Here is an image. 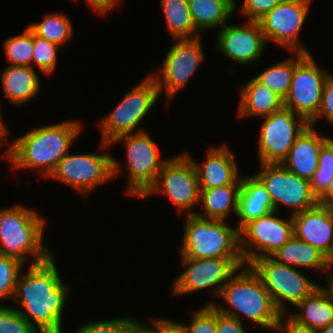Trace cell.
I'll list each match as a JSON object with an SVG mask.
<instances>
[{
    "mask_svg": "<svg viewBox=\"0 0 333 333\" xmlns=\"http://www.w3.org/2000/svg\"><path fill=\"white\" fill-rule=\"evenodd\" d=\"M238 116H270L283 107V99L255 77L241 88Z\"/></svg>",
    "mask_w": 333,
    "mask_h": 333,
    "instance_id": "cell-25",
    "label": "cell"
},
{
    "mask_svg": "<svg viewBox=\"0 0 333 333\" xmlns=\"http://www.w3.org/2000/svg\"><path fill=\"white\" fill-rule=\"evenodd\" d=\"M135 319L113 318L109 320H98L81 324L76 333H128L130 324Z\"/></svg>",
    "mask_w": 333,
    "mask_h": 333,
    "instance_id": "cell-37",
    "label": "cell"
},
{
    "mask_svg": "<svg viewBox=\"0 0 333 333\" xmlns=\"http://www.w3.org/2000/svg\"><path fill=\"white\" fill-rule=\"evenodd\" d=\"M249 266L260 277L281 314L288 313L285 302L296 306L320 286L297 268L279 263L271 256L256 259Z\"/></svg>",
    "mask_w": 333,
    "mask_h": 333,
    "instance_id": "cell-8",
    "label": "cell"
},
{
    "mask_svg": "<svg viewBox=\"0 0 333 333\" xmlns=\"http://www.w3.org/2000/svg\"><path fill=\"white\" fill-rule=\"evenodd\" d=\"M181 258L243 259L237 227L225 220L186 216Z\"/></svg>",
    "mask_w": 333,
    "mask_h": 333,
    "instance_id": "cell-5",
    "label": "cell"
},
{
    "mask_svg": "<svg viewBox=\"0 0 333 333\" xmlns=\"http://www.w3.org/2000/svg\"><path fill=\"white\" fill-rule=\"evenodd\" d=\"M318 333H333V322H331L327 327L320 329Z\"/></svg>",
    "mask_w": 333,
    "mask_h": 333,
    "instance_id": "cell-50",
    "label": "cell"
},
{
    "mask_svg": "<svg viewBox=\"0 0 333 333\" xmlns=\"http://www.w3.org/2000/svg\"><path fill=\"white\" fill-rule=\"evenodd\" d=\"M283 0H244L240 13L245 14L249 21L258 22Z\"/></svg>",
    "mask_w": 333,
    "mask_h": 333,
    "instance_id": "cell-38",
    "label": "cell"
},
{
    "mask_svg": "<svg viewBox=\"0 0 333 333\" xmlns=\"http://www.w3.org/2000/svg\"><path fill=\"white\" fill-rule=\"evenodd\" d=\"M295 307L300 312L289 315L297 323L319 331L333 322V298L325 287L319 286Z\"/></svg>",
    "mask_w": 333,
    "mask_h": 333,
    "instance_id": "cell-24",
    "label": "cell"
},
{
    "mask_svg": "<svg viewBox=\"0 0 333 333\" xmlns=\"http://www.w3.org/2000/svg\"><path fill=\"white\" fill-rule=\"evenodd\" d=\"M324 117L333 124V74L331 73L326 79L323 92H322V100L319 111L316 117L309 123L310 126H315L318 122V119Z\"/></svg>",
    "mask_w": 333,
    "mask_h": 333,
    "instance_id": "cell-39",
    "label": "cell"
},
{
    "mask_svg": "<svg viewBox=\"0 0 333 333\" xmlns=\"http://www.w3.org/2000/svg\"><path fill=\"white\" fill-rule=\"evenodd\" d=\"M122 141L126 145L129 177L125 193L141 198L155 183L167 159L161 160L158 146L143 129L116 137L110 146Z\"/></svg>",
    "mask_w": 333,
    "mask_h": 333,
    "instance_id": "cell-10",
    "label": "cell"
},
{
    "mask_svg": "<svg viewBox=\"0 0 333 333\" xmlns=\"http://www.w3.org/2000/svg\"><path fill=\"white\" fill-rule=\"evenodd\" d=\"M317 170L333 171V138H330L320 149Z\"/></svg>",
    "mask_w": 333,
    "mask_h": 333,
    "instance_id": "cell-44",
    "label": "cell"
},
{
    "mask_svg": "<svg viewBox=\"0 0 333 333\" xmlns=\"http://www.w3.org/2000/svg\"><path fill=\"white\" fill-rule=\"evenodd\" d=\"M120 167L109 153H67L49 177L64 182L84 196L122 172Z\"/></svg>",
    "mask_w": 333,
    "mask_h": 333,
    "instance_id": "cell-9",
    "label": "cell"
},
{
    "mask_svg": "<svg viewBox=\"0 0 333 333\" xmlns=\"http://www.w3.org/2000/svg\"><path fill=\"white\" fill-rule=\"evenodd\" d=\"M294 53H296L295 59L289 57L287 60L280 61L255 77L283 100L290 90L295 65L307 54L305 52Z\"/></svg>",
    "mask_w": 333,
    "mask_h": 333,
    "instance_id": "cell-30",
    "label": "cell"
},
{
    "mask_svg": "<svg viewBox=\"0 0 333 333\" xmlns=\"http://www.w3.org/2000/svg\"><path fill=\"white\" fill-rule=\"evenodd\" d=\"M241 185H224L211 189H200V206L205 219L227 220L231 211L237 214Z\"/></svg>",
    "mask_w": 333,
    "mask_h": 333,
    "instance_id": "cell-27",
    "label": "cell"
},
{
    "mask_svg": "<svg viewBox=\"0 0 333 333\" xmlns=\"http://www.w3.org/2000/svg\"><path fill=\"white\" fill-rule=\"evenodd\" d=\"M1 79L6 97L15 105L35 97L41 86L34 67L8 65L2 71Z\"/></svg>",
    "mask_w": 333,
    "mask_h": 333,
    "instance_id": "cell-26",
    "label": "cell"
},
{
    "mask_svg": "<svg viewBox=\"0 0 333 333\" xmlns=\"http://www.w3.org/2000/svg\"><path fill=\"white\" fill-rule=\"evenodd\" d=\"M54 256L44 263H31L29 271L19 274L13 302L15 308L39 333H62L63 308L70 286L63 284Z\"/></svg>",
    "mask_w": 333,
    "mask_h": 333,
    "instance_id": "cell-1",
    "label": "cell"
},
{
    "mask_svg": "<svg viewBox=\"0 0 333 333\" xmlns=\"http://www.w3.org/2000/svg\"><path fill=\"white\" fill-rule=\"evenodd\" d=\"M78 121H64L34 128L14 140L6 149V158L16 169L35 168L49 177L68 153L82 130Z\"/></svg>",
    "mask_w": 333,
    "mask_h": 333,
    "instance_id": "cell-2",
    "label": "cell"
},
{
    "mask_svg": "<svg viewBox=\"0 0 333 333\" xmlns=\"http://www.w3.org/2000/svg\"><path fill=\"white\" fill-rule=\"evenodd\" d=\"M72 23L66 14L48 13L39 23H33L28 28L35 34L50 42L62 46L71 39Z\"/></svg>",
    "mask_w": 333,
    "mask_h": 333,
    "instance_id": "cell-31",
    "label": "cell"
},
{
    "mask_svg": "<svg viewBox=\"0 0 333 333\" xmlns=\"http://www.w3.org/2000/svg\"><path fill=\"white\" fill-rule=\"evenodd\" d=\"M333 180V171L316 170L310 180L312 193L318 199L329 187Z\"/></svg>",
    "mask_w": 333,
    "mask_h": 333,
    "instance_id": "cell-40",
    "label": "cell"
},
{
    "mask_svg": "<svg viewBox=\"0 0 333 333\" xmlns=\"http://www.w3.org/2000/svg\"><path fill=\"white\" fill-rule=\"evenodd\" d=\"M192 21L199 32L223 27L235 12L229 0H187Z\"/></svg>",
    "mask_w": 333,
    "mask_h": 333,
    "instance_id": "cell-28",
    "label": "cell"
},
{
    "mask_svg": "<svg viewBox=\"0 0 333 333\" xmlns=\"http://www.w3.org/2000/svg\"><path fill=\"white\" fill-rule=\"evenodd\" d=\"M159 96V88L151 74L127 92L110 114L98 123L103 136L101 147L109 149L116 137L133 133Z\"/></svg>",
    "mask_w": 333,
    "mask_h": 333,
    "instance_id": "cell-6",
    "label": "cell"
},
{
    "mask_svg": "<svg viewBox=\"0 0 333 333\" xmlns=\"http://www.w3.org/2000/svg\"><path fill=\"white\" fill-rule=\"evenodd\" d=\"M218 297L231 306V309L214 302H209L208 305H213L219 313L240 321L242 320L239 315L242 314L260 328H267L270 332L281 316L260 277L249 265L239 268L229 278Z\"/></svg>",
    "mask_w": 333,
    "mask_h": 333,
    "instance_id": "cell-3",
    "label": "cell"
},
{
    "mask_svg": "<svg viewBox=\"0 0 333 333\" xmlns=\"http://www.w3.org/2000/svg\"><path fill=\"white\" fill-rule=\"evenodd\" d=\"M58 50H60V46L33 33L32 64H36L45 75L49 76L55 71Z\"/></svg>",
    "mask_w": 333,
    "mask_h": 333,
    "instance_id": "cell-33",
    "label": "cell"
},
{
    "mask_svg": "<svg viewBox=\"0 0 333 333\" xmlns=\"http://www.w3.org/2000/svg\"><path fill=\"white\" fill-rule=\"evenodd\" d=\"M161 7L172 39H193L200 36L192 21L187 0H161Z\"/></svg>",
    "mask_w": 333,
    "mask_h": 333,
    "instance_id": "cell-29",
    "label": "cell"
},
{
    "mask_svg": "<svg viewBox=\"0 0 333 333\" xmlns=\"http://www.w3.org/2000/svg\"><path fill=\"white\" fill-rule=\"evenodd\" d=\"M263 119L259 138L260 164H281L295 140L310 124L285 107Z\"/></svg>",
    "mask_w": 333,
    "mask_h": 333,
    "instance_id": "cell-11",
    "label": "cell"
},
{
    "mask_svg": "<svg viewBox=\"0 0 333 333\" xmlns=\"http://www.w3.org/2000/svg\"><path fill=\"white\" fill-rule=\"evenodd\" d=\"M229 1L235 5V11H236V1L235 0H229Z\"/></svg>",
    "mask_w": 333,
    "mask_h": 333,
    "instance_id": "cell-51",
    "label": "cell"
},
{
    "mask_svg": "<svg viewBox=\"0 0 333 333\" xmlns=\"http://www.w3.org/2000/svg\"><path fill=\"white\" fill-rule=\"evenodd\" d=\"M148 324H141L138 320H134L130 326L128 333H155L152 326H147Z\"/></svg>",
    "mask_w": 333,
    "mask_h": 333,
    "instance_id": "cell-47",
    "label": "cell"
},
{
    "mask_svg": "<svg viewBox=\"0 0 333 333\" xmlns=\"http://www.w3.org/2000/svg\"><path fill=\"white\" fill-rule=\"evenodd\" d=\"M153 193L170 198L179 214L185 210H188L187 215L196 214L190 209L200 203V188L197 171L188 152L167 158L155 183L141 199Z\"/></svg>",
    "mask_w": 333,
    "mask_h": 333,
    "instance_id": "cell-7",
    "label": "cell"
},
{
    "mask_svg": "<svg viewBox=\"0 0 333 333\" xmlns=\"http://www.w3.org/2000/svg\"><path fill=\"white\" fill-rule=\"evenodd\" d=\"M277 262L295 268H313L327 276L332 267L331 261L317 248L293 235L272 256ZM293 265V266H292Z\"/></svg>",
    "mask_w": 333,
    "mask_h": 333,
    "instance_id": "cell-23",
    "label": "cell"
},
{
    "mask_svg": "<svg viewBox=\"0 0 333 333\" xmlns=\"http://www.w3.org/2000/svg\"><path fill=\"white\" fill-rule=\"evenodd\" d=\"M23 266L18 260L0 254V301L12 300Z\"/></svg>",
    "mask_w": 333,
    "mask_h": 333,
    "instance_id": "cell-34",
    "label": "cell"
},
{
    "mask_svg": "<svg viewBox=\"0 0 333 333\" xmlns=\"http://www.w3.org/2000/svg\"><path fill=\"white\" fill-rule=\"evenodd\" d=\"M216 333H246L242 321L217 311Z\"/></svg>",
    "mask_w": 333,
    "mask_h": 333,
    "instance_id": "cell-42",
    "label": "cell"
},
{
    "mask_svg": "<svg viewBox=\"0 0 333 333\" xmlns=\"http://www.w3.org/2000/svg\"><path fill=\"white\" fill-rule=\"evenodd\" d=\"M3 45L9 65L33 67V32L28 27L23 34L8 37Z\"/></svg>",
    "mask_w": 333,
    "mask_h": 333,
    "instance_id": "cell-32",
    "label": "cell"
},
{
    "mask_svg": "<svg viewBox=\"0 0 333 333\" xmlns=\"http://www.w3.org/2000/svg\"><path fill=\"white\" fill-rule=\"evenodd\" d=\"M273 211L250 221L240 231V252L246 265L261 257L272 256L293 235L292 215L288 220Z\"/></svg>",
    "mask_w": 333,
    "mask_h": 333,
    "instance_id": "cell-12",
    "label": "cell"
},
{
    "mask_svg": "<svg viewBox=\"0 0 333 333\" xmlns=\"http://www.w3.org/2000/svg\"><path fill=\"white\" fill-rule=\"evenodd\" d=\"M191 318L190 325H186L187 333H216L217 310L213 305H204Z\"/></svg>",
    "mask_w": 333,
    "mask_h": 333,
    "instance_id": "cell-36",
    "label": "cell"
},
{
    "mask_svg": "<svg viewBox=\"0 0 333 333\" xmlns=\"http://www.w3.org/2000/svg\"><path fill=\"white\" fill-rule=\"evenodd\" d=\"M330 138L318 134L314 127L309 125L295 140L287 158L281 164L300 178L310 181L318 167L320 149Z\"/></svg>",
    "mask_w": 333,
    "mask_h": 333,
    "instance_id": "cell-21",
    "label": "cell"
},
{
    "mask_svg": "<svg viewBox=\"0 0 333 333\" xmlns=\"http://www.w3.org/2000/svg\"><path fill=\"white\" fill-rule=\"evenodd\" d=\"M9 135L8 128L4 125V123H0V146L3 145L5 139H7L6 136Z\"/></svg>",
    "mask_w": 333,
    "mask_h": 333,
    "instance_id": "cell-48",
    "label": "cell"
},
{
    "mask_svg": "<svg viewBox=\"0 0 333 333\" xmlns=\"http://www.w3.org/2000/svg\"><path fill=\"white\" fill-rule=\"evenodd\" d=\"M207 153V159L201 165L192 159L197 171L200 189L242 184L235 156L227 145L211 147Z\"/></svg>",
    "mask_w": 333,
    "mask_h": 333,
    "instance_id": "cell-20",
    "label": "cell"
},
{
    "mask_svg": "<svg viewBox=\"0 0 333 333\" xmlns=\"http://www.w3.org/2000/svg\"><path fill=\"white\" fill-rule=\"evenodd\" d=\"M0 333H39L15 307L0 305Z\"/></svg>",
    "mask_w": 333,
    "mask_h": 333,
    "instance_id": "cell-35",
    "label": "cell"
},
{
    "mask_svg": "<svg viewBox=\"0 0 333 333\" xmlns=\"http://www.w3.org/2000/svg\"><path fill=\"white\" fill-rule=\"evenodd\" d=\"M313 0H283L258 22L267 42L277 43L293 52L310 53L298 42L301 27Z\"/></svg>",
    "mask_w": 333,
    "mask_h": 333,
    "instance_id": "cell-17",
    "label": "cell"
},
{
    "mask_svg": "<svg viewBox=\"0 0 333 333\" xmlns=\"http://www.w3.org/2000/svg\"><path fill=\"white\" fill-rule=\"evenodd\" d=\"M325 277H326V280L328 281V285L325 288L327 289V291L331 294V296L333 298V273L329 272V274Z\"/></svg>",
    "mask_w": 333,
    "mask_h": 333,
    "instance_id": "cell-49",
    "label": "cell"
},
{
    "mask_svg": "<svg viewBox=\"0 0 333 333\" xmlns=\"http://www.w3.org/2000/svg\"><path fill=\"white\" fill-rule=\"evenodd\" d=\"M318 203L333 208V180L328 189L318 198Z\"/></svg>",
    "mask_w": 333,
    "mask_h": 333,
    "instance_id": "cell-46",
    "label": "cell"
},
{
    "mask_svg": "<svg viewBox=\"0 0 333 333\" xmlns=\"http://www.w3.org/2000/svg\"><path fill=\"white\" fill-rule=\"evenodd\" d=\"M274 211L271 199L261 181L253 174L242 178L241 189L238 198V210L240 231L250 221L266 216Z\"/></svg>",
    "mask_w": 333,
    "mask_h": 333,
    "instance_id": "cell-22",
    "label": "cell"
},
{
    "mask_svg": "<svg viewBox=\"0 0 333 333\" xmlns=\"http://www.w3.org/2000/svg\"><path fill=\"white\" fill-rule=\"evenodd\" d=\"M330 74L319 68L312 54L307 53L295 65L290 90L283 100V107L291 109L310 123L319 111L323 86Z\"/></svg>",
    "mask_w": 333,
    "mask_h": 333,
    "instance_id": "cell-13",
    "label": "cell"
},
{
    "mask_svg": "<svg viewBox=\"0 0 333 333\" xmlns=\"http://www.w3.org/2000/svg\"><path fill=\"white\" fill-rule=\"evenodd\" d=\"M286 319V320H285ZM282 331L284 333H318L307 326L301 325L293 320L289 315L281 314L273 331Z\"/></svg>",
    "mask_w": 333,
    "mask_h": 333,
    "instance_id": "cell-41",
    "label": "cell"
},
{
    "mask_svg": "<svg viewBox=\"0 0 333 333\" xmlns=\"http://www.w3.org/2000/svg\"><path fill=\"white\" fill-rule=\"evenodd\" d=\"M0 111H1V109H0ZM2 119V117H1V112H0V123H3V120H1Z\"/></svg>",
    "mask_w": 333,
    "mask_h": 333,
    "instance_id": "cell-52",
    "label": "cell"
},
{
    "mask_svg": "<svg viewBox=\"0 0 333 333\" xmlns=\"http://www.w3.org/2000/svg\"><path fill=\"white\" fill-rule=\"evenodd\" d=\"M216 38L217 51L242 65L259 61L268 44L259 22L249 20L245 26L226 23L218 30Z\"/></svg>",
    "mask_w": 333,
    "mask_h": 333,
    "instance_id": "cell-18",
    "label": "cell"
},
{
    "mask_svg": "<svg viewBox=\"0 0 333 333\" xmlns=\"http://www.w3.org/2000/svg\"><path fill=\"white\" fill-rule=\"evenodd\" d=\"M98 14H107L120 3L121 0H86Z\"/></svg>",
    "mask_w": 333,
    "mask_h": 333,
    "instance_id": "cell-45",
    "label": "cell"
},
{
    "mask_svg": "<svg viewBox=\"0 0 333 333\" xmlns=\"http://www.w3.org/2000/svg\"><path fill=\"white\" fill-rule=\"evenodd\" d=\"M182 262L187 268L173 281V296L213 288L218 297L229 278L246 265L243 259L182 258Z\"/></svg>",
    "mask_w": 333,
    "mask_h": 333,
    "instance_id": "cell-15",
    "label": "cell"
},
{
    "mask_svg": "<svg viewBox=\"0 0 333 333\" xmlns=\"http://www.w3.org/2000/svg\"><path fill=\"white\" fill-rule=\"evenodd\" d=\"M154 326L155 333H187L186 324L175 322L169 319H154L151 320Z\"/></svg>",
    "mask_w": 333,
    "mask_h": 333,
    "instance_id": "cell-43",
    "label": "cell"
},
{
    "mask_svg": "<svg viewBox=\"0 0 333 333\" xmlns=\"http://www.w3.org/2000/svg\"><path fill=\"white\" fill-rule=\"evenodd\" d=\"M294 235L333 260V208L317 204L292 215Z\"/></svg>",
    "mask_w": 333,
    "mask_h": 333,
    "instance_id": "cell-19",
    "label": "cell"
},
{
    "mask_svg": "<svg viewBox=\"0 0 333 333\" xmlns=\"http://www.w3.org/2000/svg\"><path fill=\"white\" fill-rule=\"evenodd\" d=\"M200 40V37L173 39L174 44L168 50L160 67L161 72H151L160 93L164 87L168 102L186 85L204 60Z\"/></svg>",
    "mask_w": 333,
    "mask_h": 333,
    "instance_id": "cell-16",
    "label": "cell"
},
{
    "mask_svg": "<svg viewBox=\"0 0 333 333\" xmlns=\"http://www.w3.org/2000/svg\"><path fill=\"white\" fill-rule=\"evenodd\" d=\"M254 175L265 186L276 212L280 203L293 209L292 215L318 204L310 181L290 172L282 164H261V170Z\"/></svg>",
    "mask_w": 333,
    "mask_h": 333,
    "instance_id": "cell-14",
    "label": "cell"
},
{
    "mask_svg": "<svg viewBox=\"0 0 333 333\" xmlns=\"http://www.w3.org/2000/svg\"><path fill=\"white\" fill-rule=\"evenodd\" d=\"M45 226L46 220L37 211L21 204L1 209L0 254L23 265L30 256L34 264L48 261L54 254L43 243Z\"/></svg>",
    "mask_w": 333,
    "mask_h": 333,
    "instance_id": "cell-4",
    "label": "cell"
}]
</instances>
